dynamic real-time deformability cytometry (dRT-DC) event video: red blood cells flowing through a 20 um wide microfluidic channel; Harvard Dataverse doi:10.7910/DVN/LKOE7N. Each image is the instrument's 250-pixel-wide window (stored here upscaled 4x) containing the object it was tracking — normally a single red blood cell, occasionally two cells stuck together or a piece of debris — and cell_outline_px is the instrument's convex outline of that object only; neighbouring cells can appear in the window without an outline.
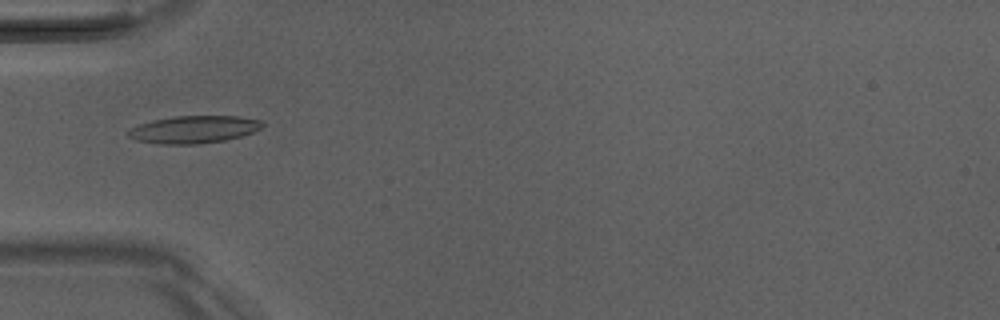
{"species": "Egyptian fruit bat (a non-hibernating species)", "species_latin": "Rousettus aegyptiacus", "temperature_condition": "room temperature", "stored_images_in_passage": 51, "camera_frame_rate_fps": 3000, "um_per_image_px": 0.085, "animal": {"sex": "male"}, "frame": {"image": 1, "passage_image": 17, "time_ms": 5.333, "image_size_px": [1000, 320], "cell_outline_px": [[264, 124], [260, 128], [252, 132], [240, 136], [224, 140], [200, 144], [160, 144], [136, 140], [128, 136], [124, 132], [128, 128], [152, 120], [176, 116], [236, 116], [264, 120]], "centroid_in_image_um": [16.43, 11.0], "position_along_channel_um": 68.6, "area_um2": 21.56}}
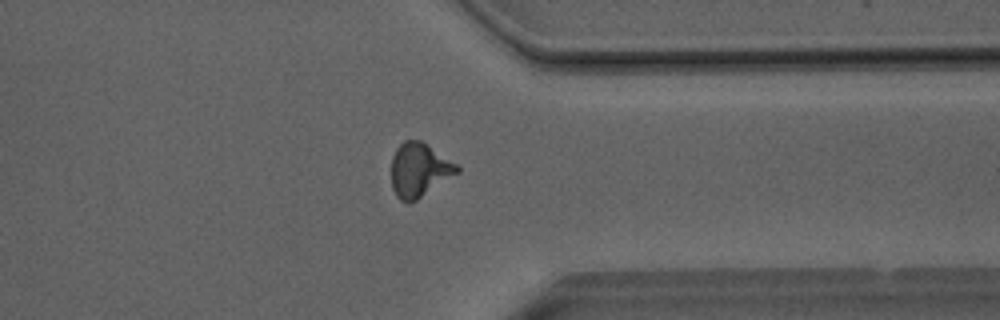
{"frame": {"image": 2, "passage_image": 40, "time_ms": 13.0, "image_size_px": [1000, 320], "cell_outline_px": [[460, 172], [416, 200], [408, 204], [400, 200], [396, 196], [392, 188], [392, 156], [396, 148], [404, 140], [420, 140], [428, 144], [456, 164], [460, 168]], "centroid_in_image_um": [35.63, 14.45], "position_along_channel_um": 375.8, "area_um2": 20.69}}
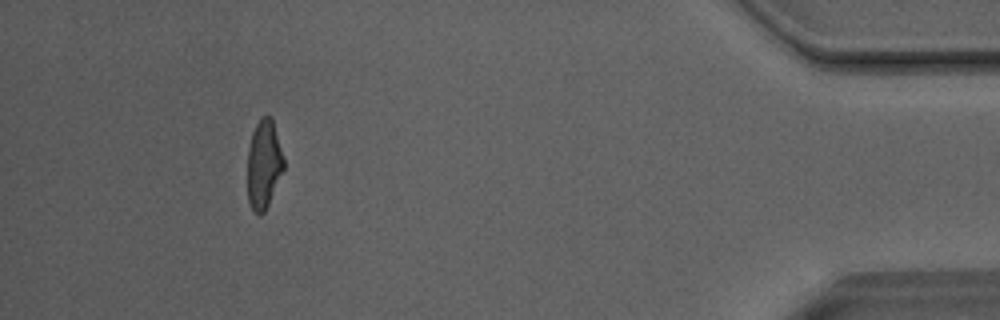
{"frame": {"image": 3, "passage_image": 47, "time_ms": 15.333, "image_size_px": [1000, 320], "cell_outline_px": [[284, 168], [268, 204], [264, 212], [260, 216], [252, 212], [248, 200], [248, 148], [252, 132], [260, 116], [272, 116], [284, 160]], "centroid_in_image_um": [22.41, 13.96], "position_along_channel_um": 412.8, "area_um2": 18.79}, "authors_computed_cell_mechanics": {"area_um2": 20.1144, "velocity_mm_per_s": 4.0596, "shape_relaxation_time_tau1_ms": 3.8448, "shape_relaxation_time_tau2_ms": 1.251, "deformation_change_tau1": 0.1832, "deformation_change_tau2": 0.0759}}